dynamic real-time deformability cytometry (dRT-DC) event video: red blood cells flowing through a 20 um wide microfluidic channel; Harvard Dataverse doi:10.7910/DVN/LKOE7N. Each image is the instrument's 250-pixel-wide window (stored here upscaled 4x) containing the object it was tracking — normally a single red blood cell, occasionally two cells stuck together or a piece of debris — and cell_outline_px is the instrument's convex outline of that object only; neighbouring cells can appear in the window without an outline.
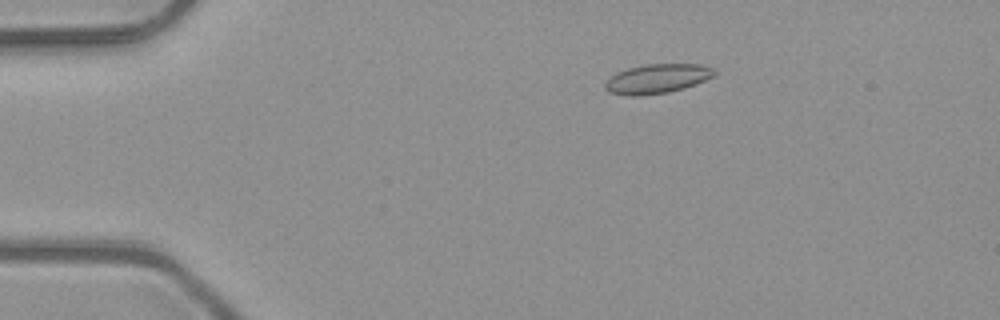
{"species": "common noctule bat (a hibernating species)", "species_latin": "Nyctalus noctula", "temperature_condition": "room temperature", "stored_images_in_passage": 52, "camera_frame_rate_fps": 3000, "um_per_image_px": 0.085, "animal": {"sex": "male", "body_mass_g": 23.1, "forearm_length_mm": 52.7}, "frame": {"image": 1, "passage_image": 10, "time_ms": 3.0, "image_size_px": [1000, 320], "cell_outline_px": [[716, 76], [684, 88], [668, 92], [636, 96], [632, 96], [608, 92], [604, 88], [604, 84], [616, 72], [628, 68], [644, 64], [696, 64], [712, 68], [716, 72]], "centroid_in_image_um": [55.85, 6.69], "position_along_channel_um": 29.2, "area_um2": 18.61}}
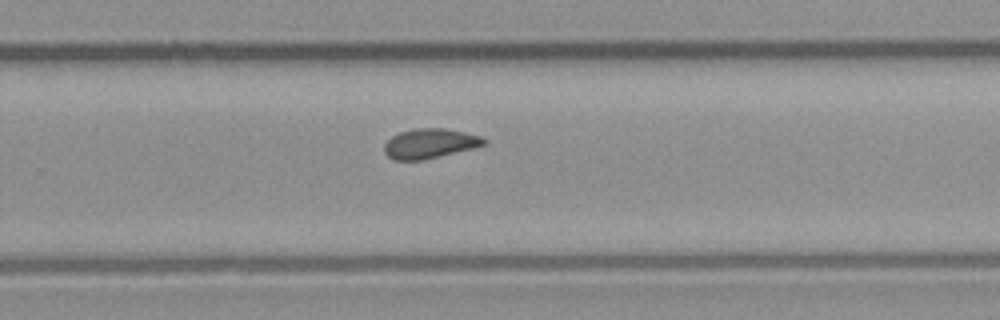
{"frame": {"image": 2, "passage_image": 34, "time_ms": 11.0, "image_size_px": [1000, 320], "cell_outline_px": [[488, 140], [484, 144], [472, 148], [424, 160], [392, 160], [384, 152], [384, 144], [392, 136], [400, 132], [416, 128], [444, 128], [464, 132], [480, 136]], "centroid_in_image_um": [36.5, 12.2], "position_along_channel_um": 293.3, "area_um2": 17.17}}
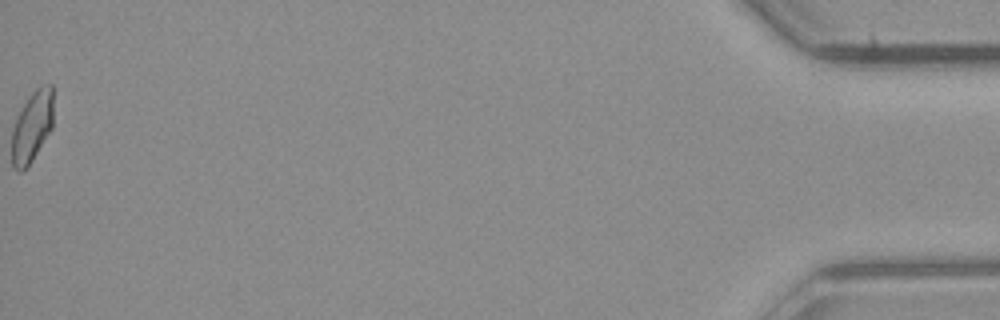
{"frame": {"image": 3, "passage_image": 52, "time_ms": 17.0, "image_size_px": [1000, 320], "cell_outline_px": [[52, 128], [28, 164], [20, 172], [16, 172], [12, 168], [12, 128], [16, 116], [28, 96], [36, 88], [48, 84], [52, 84]], "centroid_in_image_um": [2.69, 10.74], "position_along_channel_um": 432.5, "area_um2": 16.99}, "authors_computed_cell_mechanics": {"area_um2": 17.3689, "velocity_mm_per_s": 4.0771, "shape_relaxation_time_tau1_ms": null, "shape_relaxation_time_tau2_ms": 1.9523, "deformation_change_tau1": null, "deformation_change_tau2": 0.0763}}